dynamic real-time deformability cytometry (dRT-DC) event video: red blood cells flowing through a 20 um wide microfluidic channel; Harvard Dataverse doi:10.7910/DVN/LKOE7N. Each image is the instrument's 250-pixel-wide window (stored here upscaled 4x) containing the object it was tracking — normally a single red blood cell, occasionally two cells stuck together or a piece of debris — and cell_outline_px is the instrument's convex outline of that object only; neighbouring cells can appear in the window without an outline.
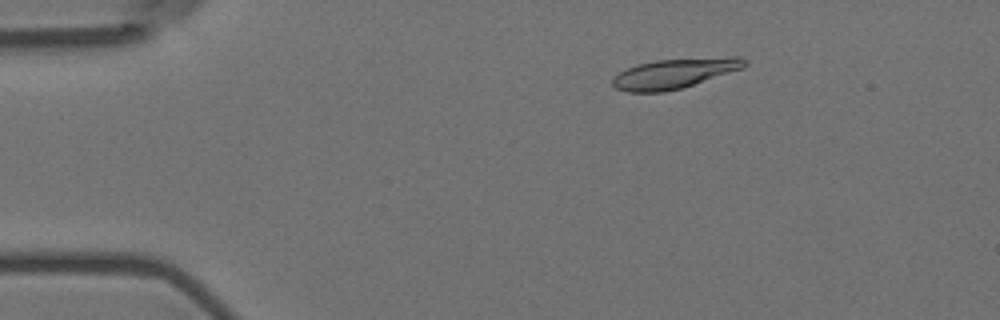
{"species": "Egyptian fruit bat (a non-hibernating species)", "species_latin": "Rousettus aegyptiacus", "temperature_condition": "room temperature", "stored_images_in_passage": 54, "camera_frame_rate_fps": 3000, "um_per_image_px": 0.085, "animal": {"sex": "female"}, "frame": {"image": 1, "passage_image": 7, "time_ms": 2.0, "image_size_px": [1000, 320], "cell_outline_px": [[748, 64], [744, 68], [680, 88], [664, 92], [628, 92], [616, 88], [612, 84], [612, 80], [620, 72], [636, 64], [656, 60], [732, 56], [740, 56], [748, 60]], "centroid_in_image_um": [57.38, 6.22], "position_along_channel_um": 27.6, "area_um2": 22.95}}
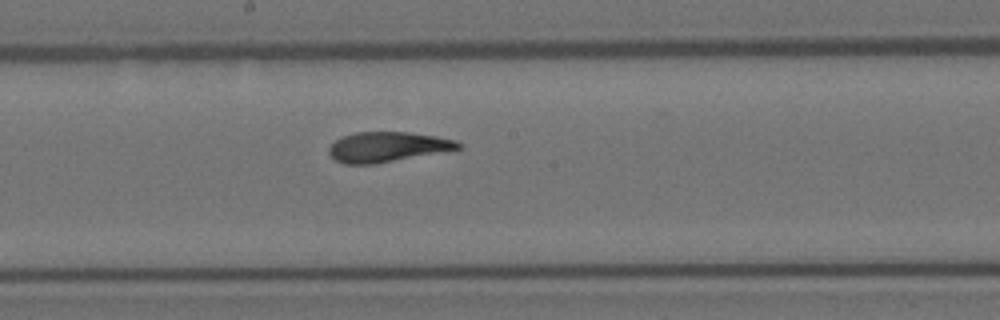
{"frame": {"image": 2, "passage_image": 28, "time_ms": 9.0, "image_size_px": [1000, 320], "cell_outline_px": [[464, 144], [460, 148], [376, 164], [344, 164], [336, 160], [328, 152], [328, 148], [340, 136], [356, 132], [408, 132], [436, 136], [456, 140]], "centroid_in_image_um": [32.91, 12.48], "position_along_channel_um": 215.3, "area_um2": 22.54}}
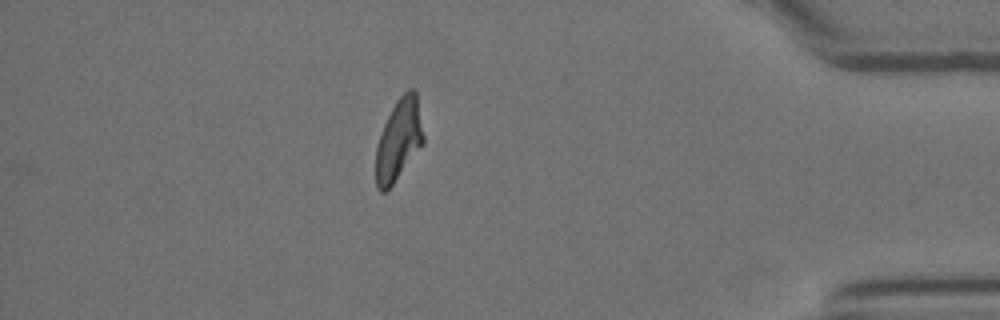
{"frame": {"image": 3, "passage_image": 47, "time_ms": 15.333, "image_size_px": [1000, 320], "cell_outline_px": [[424, 144], [392, 184], [384, 192], [380, 192], [376, 188], [376, 148], [384, 124], [396, 100], [408, 88], [412, 88], [416, 92], [424, 136]], "centroid_in_image_um": [33.9, 11.88], "position_along_channel_um": 401.3, "area_um2": 22.37}, "authors_computed_cell_mechanics": {"area_um2": 22.9177, "velocity_mm_per_s": 3.5702, "shape_relaxation_time_tau1_ms": 5.7841, "shape_relaxation_time_tau2_ms": 1.5157, "deformation_change_tau1": 0.2056, "deformation_change_tau2": 0.0924}}